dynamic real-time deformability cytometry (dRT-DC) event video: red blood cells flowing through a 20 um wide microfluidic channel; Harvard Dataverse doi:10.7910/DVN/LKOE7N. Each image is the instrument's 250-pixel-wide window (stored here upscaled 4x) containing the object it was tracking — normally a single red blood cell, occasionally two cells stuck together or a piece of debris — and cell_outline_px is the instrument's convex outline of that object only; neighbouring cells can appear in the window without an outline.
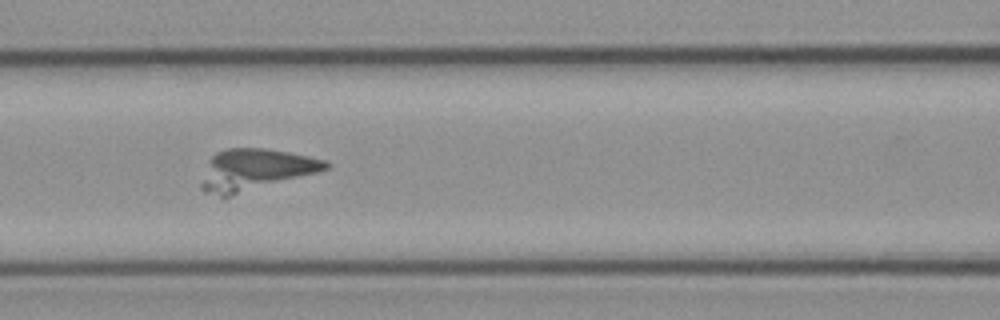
{"species": "common noctule bat (a hibernating species)", "species_latin": "Nyctalus noctula", "temperature_condition": "cold", "stored_images_in_passage": 48, "camera_frame_rate_fps": 3000, "um_per_image_px": 0.085, "animal": {"sex": "female", "body_mass_g": 21.9}, "frame": {"image": 1, "passage_image": 18, "time_ms": 5.667, "image_size_px": [1000, 320], "cell_outline_px": [[332, 164], [328, 168], [316, 172], [224, 200], [204, 192], [200, 188], [200, 184], [208, 160], [216, 152], [228, 148], [264, 148], [288, 152], [308, 156], [324, 160]], "centroid_in_image_um": [21.61, 14.48], "position_along_channel_um": 145.0, "area_um2": 30.63}}
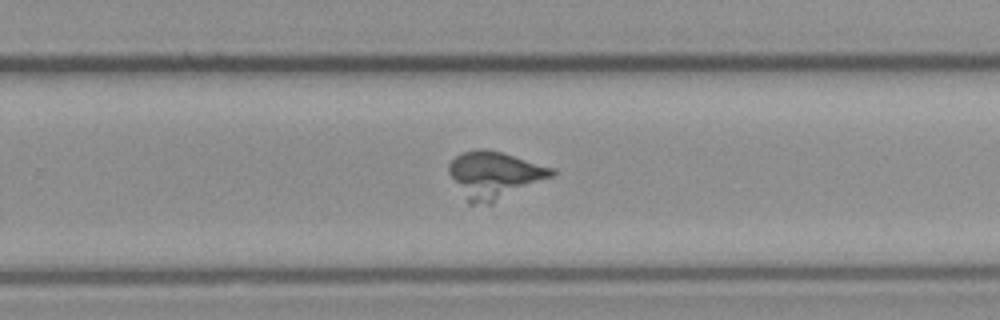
{"frame": {"image": 2, "passage_image": 29, "time_ms": 9.333, "image_size_px": [1000, 320], "cell_outline_px": [[556, 172], [552, 176], [492, 204], [468, 204], [448, 172], [448, 164], [460, 152], [476, 148], [484, 148], [504, 152], [556, 168]], "centroid_in_image_um": [42.02, 14.85], "position_along_channel_um": 287.8, "area_um2": 28.55}}
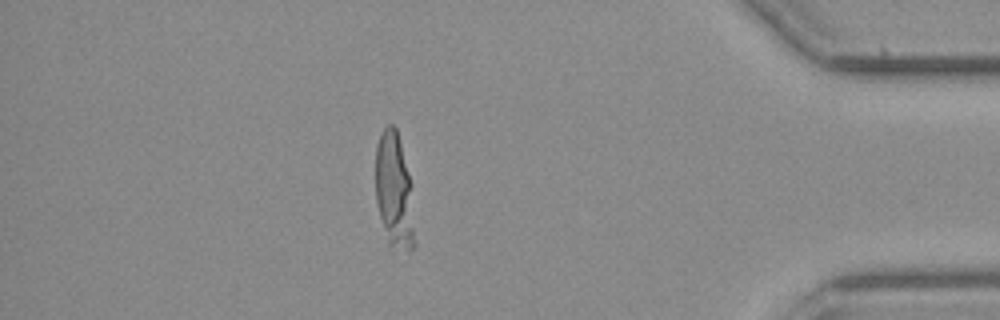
{"frame": {"image": 3, "passage_image": 41, "time_ms": 13.333, "image_size_px": [1000, 320], "cell_outline_px": [[416, 244], [412, 248], [408, 248], [388, 244], [380, 216], [376, 200], [376, 144], [384, 128], [388, 124], [392, 124], [396, 128], [400, 140], [412, 184]], "centroid_in_image_um": [33.54, 16.18], "position_along_channel_um": 401.7, "area_um2": 26.3}}